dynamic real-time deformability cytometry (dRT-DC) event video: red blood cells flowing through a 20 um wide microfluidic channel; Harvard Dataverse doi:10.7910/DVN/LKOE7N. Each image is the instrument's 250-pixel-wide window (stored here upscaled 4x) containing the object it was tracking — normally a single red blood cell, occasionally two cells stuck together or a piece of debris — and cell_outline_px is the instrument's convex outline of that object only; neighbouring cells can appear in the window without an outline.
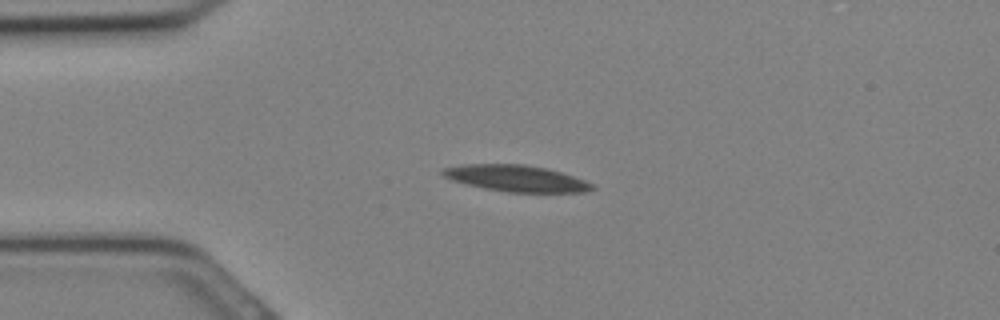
{"species": "Egyptian fruit bat (a non-hibernating species)", "species_latin": "Rousettus aegyptiacus", "temperature_condition": "cold", "stored_images_in_passage": 29, "camera_frame_rate_fps": 3000, "um_per_image_px": 0.085, "animal": {"sex": "female"}, "frame": {"image": 1, "passage_image": 5, "time_ms": 1.333, "image_size_px": [1000, 320], "cell_outline_px": [[596, 188], [584, 192], [508, 192], [484, 188], [452, 180], [444, 176], [440, 172], [440, 168], [464, 164], [524, 164], [548, 168], [584, 180], [592, 184]], "centroid_in_image_um": [43.85, 15.15], "position_along_channel_um": 41.2, "area_um2": 22.89}}
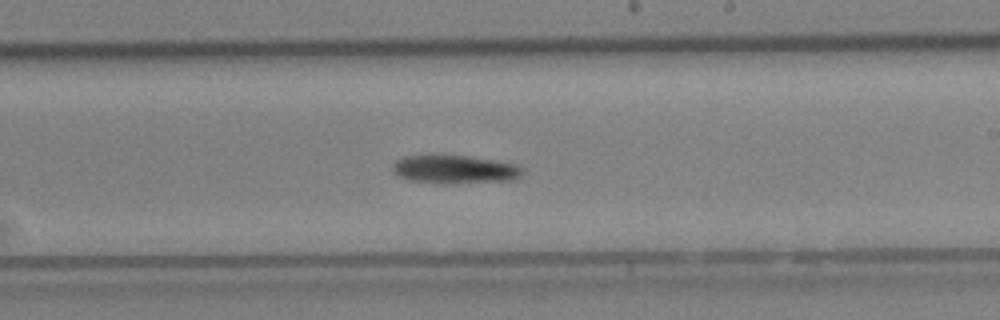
{"frame": {"image": 2, "passage_image": 16, "time_ms": 5.0, "image_size_px": [1000, 320], "cell_outline_px": [[524, 172], [516, 180], [448, 184], [444, 184], [408, 180], [400, 176], [392, 168], [392, 164], [396, 160], [404, 156], [464, 156], [496, 160], [516, 164], [524, 168]], "centroid_in_image_um": [38.71, 14.41], "position_along_channel_um": 250.3, "area_um2": 21.5}}
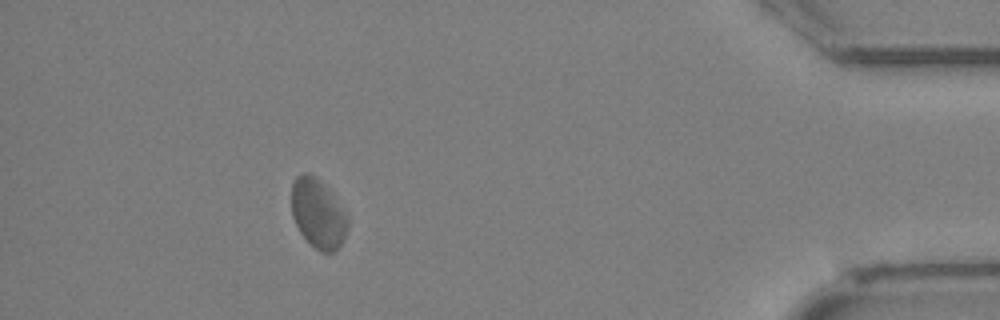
{"frame": {"image": 3, "passage_image": 26, "time_ms": 8.333, "image_size_px": [1000, 320], "cell_outline_px": [[348, 228], [340, 244], [332, 252], [320, 252], [300, 232], [292, 216], [292, 184], [296, 176], [304, 172], [308, 172], [320, 180], [324, 184], [348, 216]], "centroid_in_image_um": [27.02, 18.12], "position_along_channel_um": 408.2, "area_um2": 22.31}}